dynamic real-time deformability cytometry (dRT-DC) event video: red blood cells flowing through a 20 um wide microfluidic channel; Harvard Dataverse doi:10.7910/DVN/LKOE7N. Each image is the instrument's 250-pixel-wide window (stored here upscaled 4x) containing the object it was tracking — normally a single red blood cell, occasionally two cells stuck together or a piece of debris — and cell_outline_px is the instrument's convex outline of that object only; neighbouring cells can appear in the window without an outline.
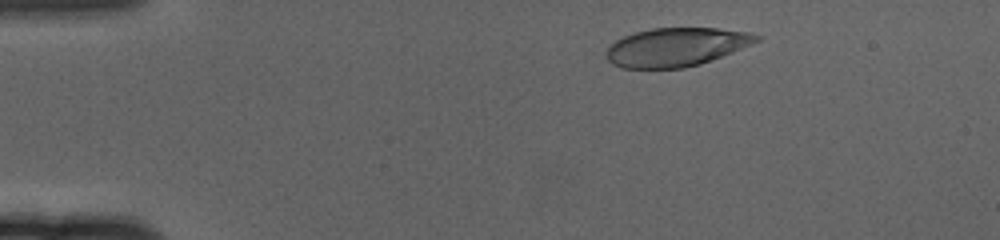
{"species": "human", "species_latin": "Homo sapiens", "temperature_condition": "cold", "stored_images_in_passage": 56, "camera_frame_rate_fps": 3000, "um_per_image_px": 0.085, "donor": {"sex": "female"}, "frame": {"image": 1, "passage_image": 6, "time_ms": 1.667, "image_size_px": [1000, 240], "cell_outline_px": [[760, 40], [752, 44], [732, 52], [700, 64], [684, 68], [620, 68], [612, 64], [608, 60], [608, 48], [616, 40], [624, 36], [636, 32], [652, 28], [716, 28], [752, 32], [760, 36]], "centroid_in_image_um": [57.5, 4.0], "position_along_channel_um": 27.5, "area_um2": 33.58}}
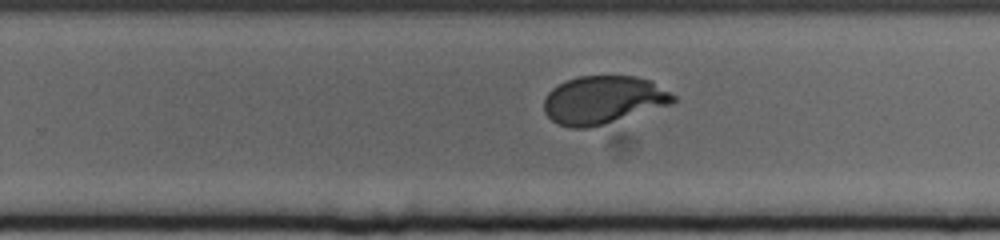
{"frame": {"image": 2, "passage_image": 35, "time_ms": 11.333, "image_size_px": [1000, 240], "cell_outline_px": [[676, 104], [588, 128], [568, 128], [556, 124], [544, 112], [544, 96], [552, 88], [568, 80], [580, 76], [636, 76], [652, 80], [676, 96]], "centroid_in_image_um": [51.31, 8.5], "position_along_channel_um": 278.5, "area_um2": 36.59}}
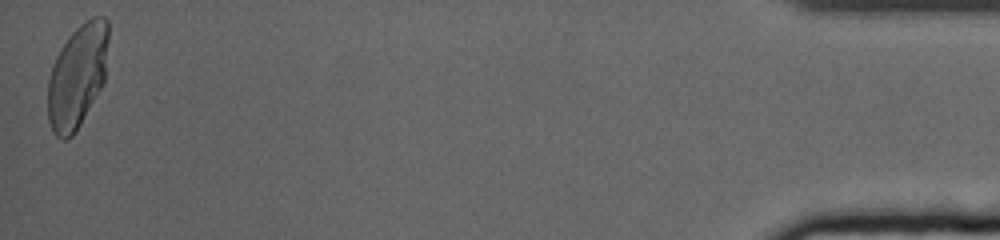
{"frame": {"image": 3, "passage_image": 56, "time_ms": 18.333, "image_size_px": [1000, 240], "cell_outline_px": [[108, 40], [104, 84], [80, 124], [72, 136], [68, 140], [60, 140], [52, 132], [48, 120], [48, 80], [52, 64], [60, 48], [72, 32], [80, 24], [92, 16], [104, 16], [108, 20]], "centroid_in_image_um": [6.57, 6.47], "position_along_channel_um": 428.6, "area_um2": 36.88}, "authors_computed_cell_mechanics": {"area_um2": 36.0383, "velocity_mm_per_s": 3.3566, "shape_relaxation_time_tau1_ms": 3.1276, "shape_relaxation_time_tau2_ms": null, "deformation_change_tau1": 0.1784, "deformation_change_tau2": null}}